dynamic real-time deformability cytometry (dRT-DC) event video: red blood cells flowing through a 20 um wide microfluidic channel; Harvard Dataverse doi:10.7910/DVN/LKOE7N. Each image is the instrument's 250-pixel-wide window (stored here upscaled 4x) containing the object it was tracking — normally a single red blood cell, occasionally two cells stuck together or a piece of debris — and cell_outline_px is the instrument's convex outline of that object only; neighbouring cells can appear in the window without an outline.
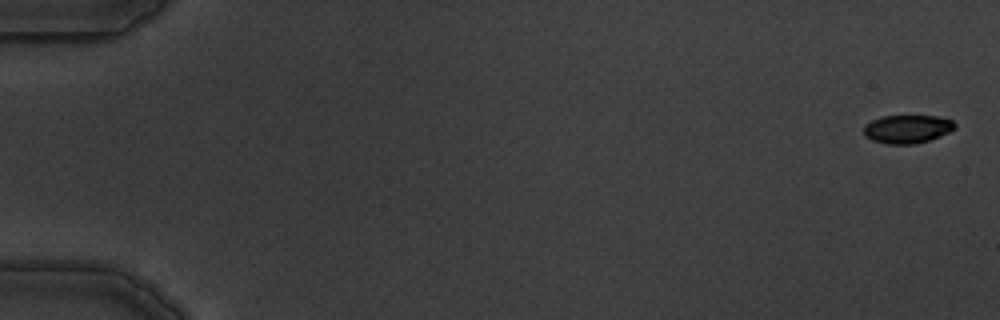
{"species": "common noctule bat (a hibernating species)", "species_latin": "Nyctalus noctula", "temperature_condition": "warm", "stored_images_in_passage": 6, "camera_frame_rate_fps": 3000, "um_per_image_px": 0.085, "animal": {"sex": "male", "body_mass_g": 19.5, "forearm_length_mm": 54.6}, "frame": {"image": 1, "passage_image": 1, "time_ms": 0.0, "image_size_px": [1000, 320], "cell_outline_px": [[956, 128], [940, 136], [928, 140], [912, 144], [888, 144], [872, 140], [864, 136], [864, 128], [872, 120], [884, 116], [936, 116], [952, 120], [956, 124]], "centroid_in_image_um": [77.13, 10.97], "position_along_channel_um": 7.9, "area_um2": 14.85}}
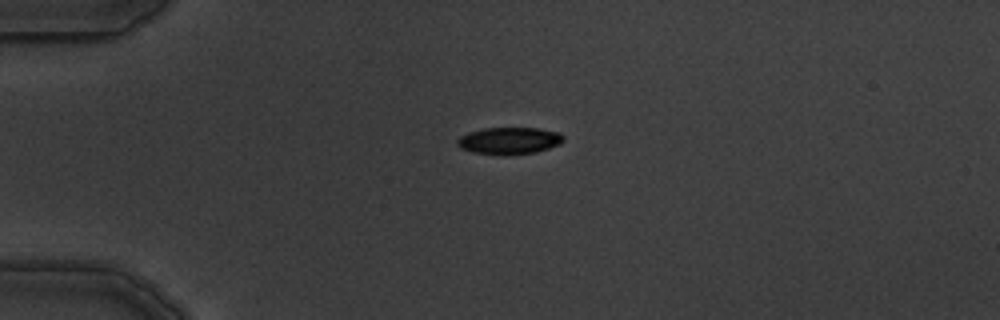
{"frame": {"image": 2, "passage_image": 5, "time_ms": 4.333, "image_size_px": [1000, 320], "cell_outline_px": [[564, 140], [560, 144], [536, 152], [504, 156], [472, 152], [460, 148], [456, 144], [456, 140], [460, 136], [468, 132], [484, 128], [540, 128], [560, 132], [564, 136]], "centroid_in_image_um": [43.28, 11.96], "position_along_channel_um": 41.7, "area_um2": 16.99}}